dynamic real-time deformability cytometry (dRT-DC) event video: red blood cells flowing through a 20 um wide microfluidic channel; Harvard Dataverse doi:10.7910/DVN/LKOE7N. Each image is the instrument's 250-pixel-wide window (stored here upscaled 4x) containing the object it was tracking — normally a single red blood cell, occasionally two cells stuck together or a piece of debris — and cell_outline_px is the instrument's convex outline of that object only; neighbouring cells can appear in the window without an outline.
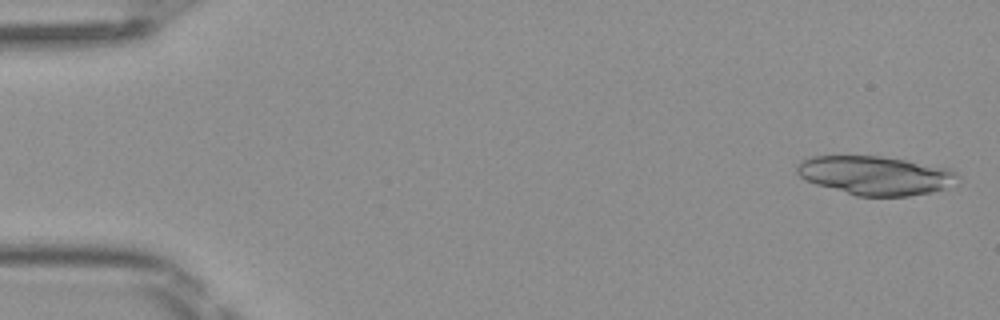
{"species": "Egyptian fruit bat (a non-hibernating species)", "species_latin": "Rousettus aegyptiacus", "temperature_condition": "room temperature", "stored_images_in_passage": 48, "camera_frame_rate_fps": 3000, "um_per_image_px": 0.085, "frame": {"image": 1, "passage_image": 1, "time_ms": 0.0, "image_size_px": [1000, 320], "cell_outline_px": [[960, 180], [944, 188], [932, 192], [908, 196], [856, 196], [816, 184], [804, 180], [796, 172], [796, 164], [812, 156], [880, 156], [952, 168], [960, 176]], "centroid_in_image_um": [74.43, 14.91], "position_along_channel_um": 10.6, "area_um2": 36.53}}